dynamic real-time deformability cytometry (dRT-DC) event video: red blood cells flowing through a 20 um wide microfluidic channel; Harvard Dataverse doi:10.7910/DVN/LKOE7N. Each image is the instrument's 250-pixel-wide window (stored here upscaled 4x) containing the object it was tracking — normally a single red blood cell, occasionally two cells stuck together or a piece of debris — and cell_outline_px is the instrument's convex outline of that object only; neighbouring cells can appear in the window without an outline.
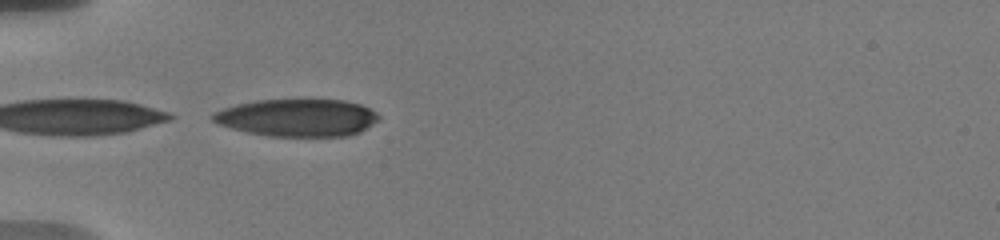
{"species": "human", "species_latin": "Homo sapiens", "temperature_condition": "warm", "stored_images_in_passage": 42, "camera_frame_rate_fps": 3000, "um_per_image_px": 0.085, "donor": {"sex": "male"}, "frame": {"image": 1, "passage_image": 1, "time_ms": 0.0, "image_size_px": [1000, 240], "cell_outline_px": [[380, 120], [360, 132], [348, 136], [268, 136], [248, 132], [216, 124], [208, 116], [212, 112], [236, 104], [256, 100], [344, 100], [360, 104], [376, 112], [380, 116]], "centroid_in_image_um": [25.26, 10.0], "position_along_channel_um": 59.7, "area_um2": 36.41}}
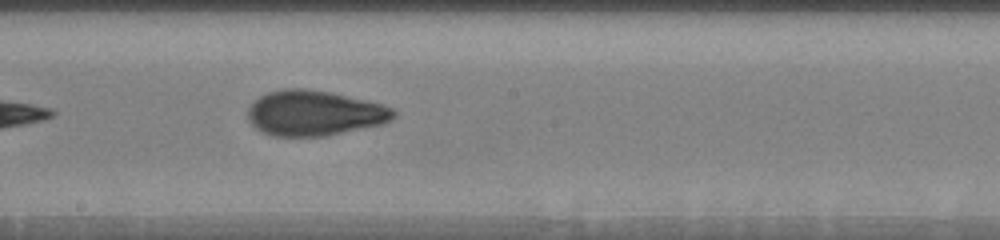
{"frame": {"image": 2, "passage_image": 18, "time_ms": 4.667, "image_size_px": [1000, 240], "cell_outline_px": [[396, 116], [380, 124], [324, 136], [272, 136], [256, 128], [248, 120], [248, 108], [260, 96], [268, 92], [284, 88], [304, 88], [332, 92], [384, 104], [392, 108], [396, 112]], "centroid_in_image_um": [26.71, 9.6], "position_along_channel_um": 221.5, "area_um2": 38.26}}
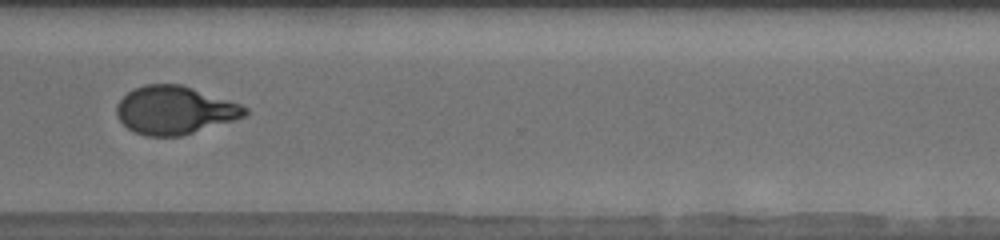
{"frame": {"image": 3, "passage_image": 29, "time_ms": 8.333, "image_size_px": [1000, 240], "cell_outline_px": [[248, 112], [244, 116], [232, 120], [180, 136], [148, 136], [136, 132], [128, 128], [120, 120], [116, 112], [116, 104], [128, 92], [144, 84], [180, 84], [240, 104], [248, 108]], "centroid_in_image_um": [14.82, 9.36], "position_along_channel_um": 355.8, "area_um2": 35.32}, "authors_computed_cell_mechanics": {"area_um2": 37.4255, "velocity_mm_per_s": 3.6723, "shape_relaxation_time_tau1_ms": 6.5865, "shape_relaxation_time_tau2_ms": 1.5214, "deformation_change_tau1": 0.2324, "deformation_change_tau2": 0.0729}}